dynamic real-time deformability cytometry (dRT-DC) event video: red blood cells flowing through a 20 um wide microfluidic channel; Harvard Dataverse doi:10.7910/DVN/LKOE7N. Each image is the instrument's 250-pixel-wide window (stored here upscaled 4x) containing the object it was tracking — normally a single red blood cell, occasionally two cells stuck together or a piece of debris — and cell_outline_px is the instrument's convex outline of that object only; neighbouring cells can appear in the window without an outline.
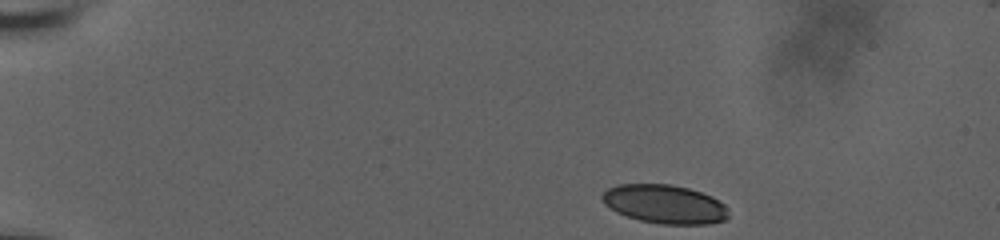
{"species": "human", "species_latin": "Homo sapiens", "temperature_condition": "room temperature", "stored_images_in_passage": 48, "camera_frame_rate_fps": 3000, "um_per_image_px": 0.085, "donor": {"sex": "male"}, "frame": {"image": 1, "passage_image": 1, "time_ms": 0.0, "image_size_px": [1000, 240], "cell_outline_px": [[728, 216], [724, 220], [708, 224], [660, 224], [640, 220], [616, 212], [604, 204], [600, 196], [608, 188], [616, 184], [672, 184], [688, 188], [712, 196], [724, 204], [728, 208]], "centroid_in_image_um": [56.48, 17.34], "position_along_channel_um": 28.5, "area_um2": 28.61}}
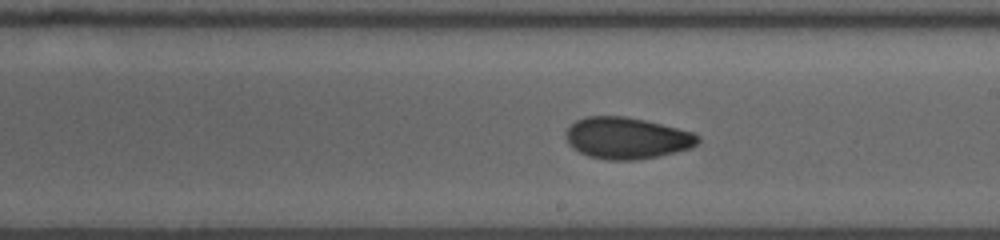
{"frame": {"image": 2, "passage_image": 26, "time_ms": 8.333, "image_size_px": [1000, 240], "cell_outline_px": [[700, 140], [692, 148], [656, 156], [636, 160], [608, 160], [588, 156], [572, 148], [568, 144], [564, 136], [564, 132], [576, 120], [584, 116], [624, 116], [644, 120], [692, 132], [700, 136]], "centroid_in_image_um": [53.23, 11.74], "position_along_channel_um": 235.8, "area_um2": 31.96}}
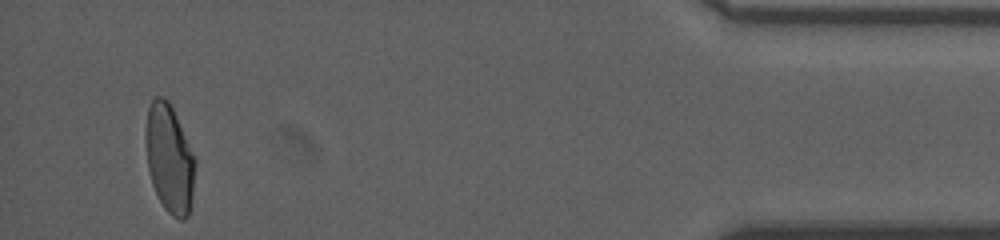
{"frame": {"image": 3, "passage_image": 46, "time_ms": 15.0, "image_size_px": [1000, 240], "cell_outline_px": [[196, 160], [192, 204], [188, 216], [184, 220], [180, 220], [172, 216], [164, 208], [152, 184], [148, 168], [144, 140], [144, 136], [148, 108], [152, 100], [156, 96], [164, 96], [168, 100], [176, 116]], "centroid_in_image_um": [14.4, 13.5], "position_along_channel_um": 420.8, "area_um2": 31.44}, "authors_computed_cell_mechanics": {"area_um2": 31.3565, "velocity_mm_per_s": 3.7261, "shape_relaxation_time_tau1_ms": null, "shape_relaxation_time_tau2_ms": 1.8641, "deformation_change_tau1": null, "deformation_change_tau2": 0.0583}}